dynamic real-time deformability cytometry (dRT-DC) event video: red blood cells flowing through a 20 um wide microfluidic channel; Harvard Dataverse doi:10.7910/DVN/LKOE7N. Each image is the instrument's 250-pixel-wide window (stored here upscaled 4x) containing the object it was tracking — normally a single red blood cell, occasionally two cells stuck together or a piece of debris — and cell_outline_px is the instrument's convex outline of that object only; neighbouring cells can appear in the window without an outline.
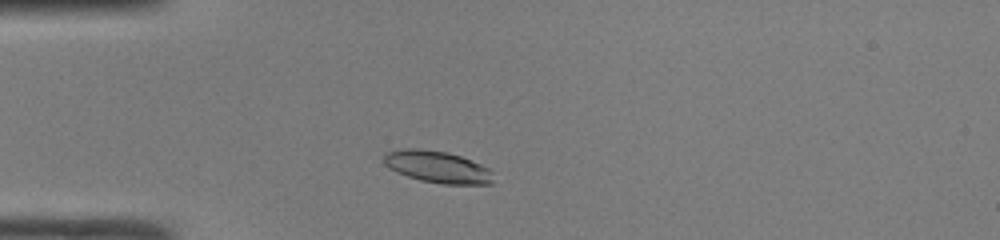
{"species": "common noctule bat (a hibernating species)", "species_latin": "Nyctalus noctula", "temperature_condition": "room temperature", "stored_images_in_passage": 36, "camera_frame_rate_fps": 3000, "um_per_image_px": 0.085, "animal": {"sex": "male", "body_mass_g": 19.0, "forearm_length_mm": 50.8}, "frame": {"image": 1, "passage_image": 5, "time_ms": 1.333, "image_size_px": [1000, 240], "cell_outline_px": [[492, 184], [444, 184], [420, 180], [396, 172], [384, 164], [384, 152], [404, 148], [416, 148], [448, 152], [460, 156], [480, 164], [488, 168], [492, 172]], "centroid_in_image_um": [37.15, 14.18], "position_along_channel_um": 47.8, "area_um2": 20.29}}
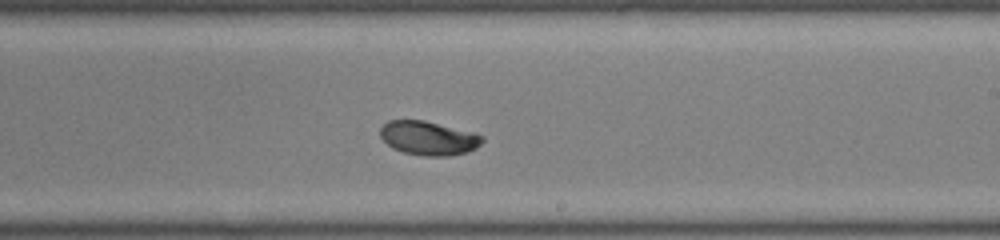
{"frame": {"image": 2, "passage_image": 21, "time_ms": 6.667, "image_size_px": [1000, 240], "cell_outline_px": [[484, 140], [476, 148], [468, 152], [448, 156], [424, 156], [404, 152], [392, 148], [380, 136], [380, 128], [388, 120], [424, 120], [476, 132], [484, 136]], "centroid_in_image_um": [36.46, 11.73], "position_along_channel_um": 252.5, "area_um2": 20.4}}
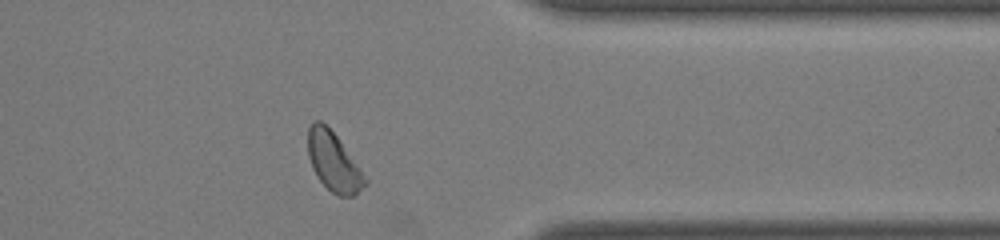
{"frame": {"image": 3, "passage_image": 31, "time_ms": 10.0, "image_size_px": [1000, 240], "cell_outline_px": [[368, 184], [356, 196], [340, 196], [332, 192], [316, 176], [312, 168], [308, 156], [308, 128], [312, 120], [320, 120], [336, 136], [360, 168], [368, 180]], "centroid_in_image_um": [28.36, 13.78], "position_along_channel_um": 383.0, "area_um2": 19.54}, "authors_computed_cell_mechanics": {"area_um2": 19.9121, "velocity_mm_per_s": 4.1722, "shape_relaxation_time_tau1_ms": 2.8937, "shape_relaxation_time_tau2_ms": 1.0104, "deformation_change_tau1": 0.1103, "deformation_change_tau2": 0.0367}}